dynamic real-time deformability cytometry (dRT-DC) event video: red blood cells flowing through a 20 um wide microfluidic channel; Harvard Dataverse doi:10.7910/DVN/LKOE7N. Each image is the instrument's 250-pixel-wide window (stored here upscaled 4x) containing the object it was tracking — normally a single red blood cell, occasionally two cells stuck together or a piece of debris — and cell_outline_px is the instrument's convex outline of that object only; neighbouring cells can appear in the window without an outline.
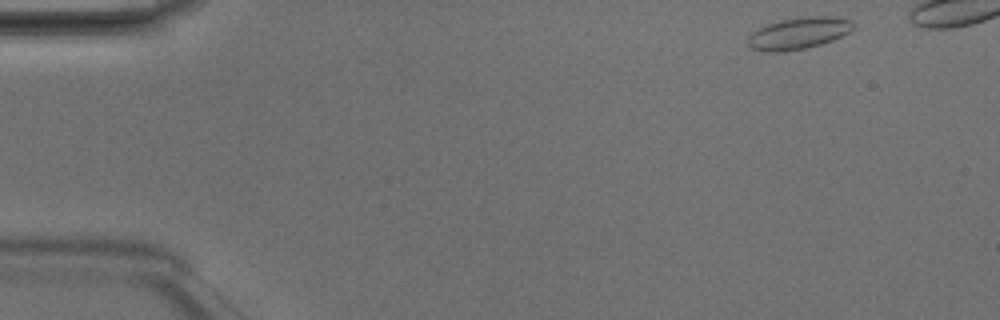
{"species": "Egyptian fruit bat (a non-hibernating species)", "species_latin": "Rousettus aegyptiacus", "temperature_condition": "room temperature", "stored_images_in_passage": 5, "camera_frame_rate_fps": 3000, "um_per_image_px": 0.085, "animal": {"sex": "male"}, "frame": {"image": 1, "passage_image": 1, "time_ms": 0.0, "image_size_px": [1000, 320], "cell_outline_px": [[856, 24], [848, 32], [832, 40], [820, 44], [804, 48], [784, 52], [764, 52], [752, 48], [748, 44], [748, 40], [752, 32], [768, 24], [780, 20], [804, 16], [840, 16], [852, 20]], "centroid_in_image_um": [67.91, 2.81], "position_along_channel_um": 17.1, "area_um2": 19.48}}